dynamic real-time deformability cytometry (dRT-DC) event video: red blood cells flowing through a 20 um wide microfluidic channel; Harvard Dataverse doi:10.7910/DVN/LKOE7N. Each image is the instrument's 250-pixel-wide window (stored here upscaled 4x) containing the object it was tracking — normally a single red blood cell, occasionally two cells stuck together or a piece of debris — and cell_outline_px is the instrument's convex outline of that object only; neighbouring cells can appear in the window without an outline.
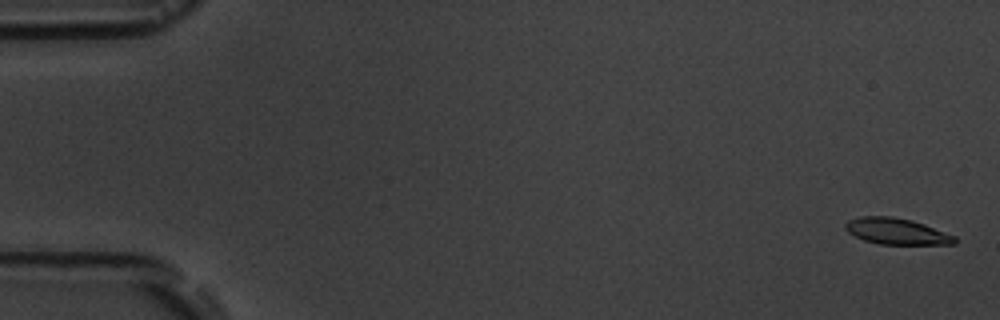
{"species": "common noctule bat (a hibernating species)", "species_latin": "Nyctalus noctula", "temperature_condition": "room temperature", "stored_images_in_passage": 5, "camera_frame_rate_fps": 3000, "um_per_image_px": 0.085, "animal": {"sex": "male", "body_mass_g": 19.5, "forearm_length_mm": 54.6}, "frame": {"image": 1, "passage_image": 1, "time_ms": 0.0, "image_size_px": [1000, 320], "cell_outline_px": [[956, 244], [880, 244], [864, 240], [848, 232], [844, 228], [844, 224], [848, 220], [860, 216], [892, 216], [912, 220], [924, 224], [956, 236]], "centroid_in_image_um": [76.2, 19.65], "position_along_channel_um": 8.8, "area_um2": 16.7}}
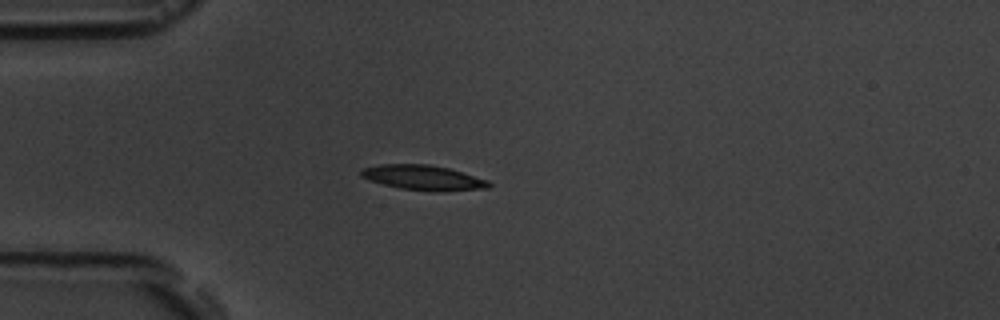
{"frame": {"image": 2, "passage_image": 5, "time_ms": 4.667, "image_size_px": [1000, 320], "cell_outline_px": [[492, 184], [488, 188], [440, 192], [436, 192], [400, 188], [368, 180], [360, 176], [360, 172], [364, 168], [380, 164], [428, 164], [448, 168], [488, 180]], "centroid_in_image_um": [35.98, 15.11], "position_along_channel_um": 49.0, "area_um2": 18.55}}